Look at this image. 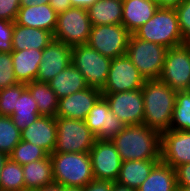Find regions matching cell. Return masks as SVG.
<instances>
[{
	"label": "cell",
	"mask_w": 190,
	"mask_h": 191,
	"mask_svg": "<svg viewBox=\"0 0 190 191\" xmlns=\"http://www.w3.org/2000/svg\"><path fill=\"white\" fill-rule=\"evenodd\" d=\"M111 141L122 161L161 159V133L144 124L126 126Z\"/></svg>",
	"instance_id": "1"
},
{
	"label": "cell",
	"mask_w": 190,
	"mask_h": 191,
	"mask_svg": "<svg viewBox=\"0 0 190 191\" xmlns=\"http://www.w3.org/2000/svg\"><path fill=\"white\" fill-rule=\"evenodd\" d=\"M177 91L160 79L145 80L142 87L144 122L148 128L163 133L170 129Z\"/></svg>",
	"instance_id": "2"
},
{
	"label": "cell",
	"mask_w": 190,
	"mask_h": 191,
	"mask_svg": "<svg viewBox=\"0 0 190 191\" xmlns=\"http://www.w3.org/2000/svg\"><path fill=\"white\" fill-rule=\"evenodd\" d=\"M133 34L168 49L184 44L174 7H159L154 16Z\"/></svg>",
	"instance_id": "3"
},
{
	"label": "cell",
	"mask_w": 190,
	"mask_h": 191,
	"mask_svg": "<svg viewBox=\"0 0 190 191\" xmlns=\"http://www.w3.org/2000/svg\"><path fill=\"white\" fill-rule=\"evenodd\" d=\"M54 183L84 187L94 178L89 153H51Z\"/></svg>",
	"instance_id": "4"
},
{
	"label": "cell",
	"mask_w": 190,
	"mask_h": 191,
	"mask_svg": "<svg viewBox=\"0 0 190 191\" xmlns=\"http://www.w3.org/2000/svg\"><path fill=\"white\" fill-rule=\"evenodd\" d=\"M168 48L131 34L126 55L146 79H159Z\"/></svg>",
	"instance_id": "5"
},
{
	"label": "cell",
	"mask_w": 190,
	"mask_h": 191,
	"mask_svg": "<svg viewBox=\"0 0 190 191\" xmlns=\"http://www.w3.org/2000/svg\"><path fill=\"white\" fill-rule=\"evenodd\" d=\"M57 135L53 153H89L96 140L84 120L56 117Z\"/></svg>",
	"instance_id": "6"
},
{
	"label": "cell",
	"mask_w": 190,
	"mask_h": 191,
	"mask_svg": "<svg viewBox=\"0 0 190 191\" xmlns=\"http://www.w3.org/2000/svg\"><path fill=\"white\" fill-rule=\"evenodd\" d=\"M71 63L82 73L89 87L102 90L106 84L112 59L88 44L71 48Z\"/></svg>",
	"instance_id": "7"
},
{
	"label": "cell",
	"mask_w": 190,
	"mask_h": 191,
	"mask_svg": "<svg viewBox=\"0 0 190 191\" xmlns=\"http://www.w3.org/2000/svg\"><path fill=\"white\" fill-rule=\"evenodd\" d=\"M92 29V23L87 10L71 7L58 14L53 33L55 40L71 47L87 44Z\"/></svg>",
	"instance_id": "8"
},
{
	"label": "cell",
	"mask_w": 190,
	"mask_h": 191,
	"mask_svg": "<svg viewBox=\"0 0 190 191\" xmlns=\"http://www.w3.org/2000/svg\"><path fill=\"white\" fill-rule=\"evenodd\" d=\"M131 33L122 25L92 26L87 44L100 54L115 59L126 54Z\"/></svg>",
	"instance_id": "9"
},
{
	"label": "cell",
	"mask_w": 190,
	"mask_h": 191,
	"mask_svg": "<svg viewBox=\"0 0 190 191\" xmlns=\"http://www.w3.org/2000/svg\"><path fill=\"white\" fill-rule=\"evenodd\" d=\"M159 79L175 91L190 90L189 44H182L167 50Z\"/></svg>",
	"instance_id": "10"
},
{
	"label": "cell",
	"mask_w": 190,
	"mask_h": 191,
	"mask_svg": "<svg viewBox=\"0 0 190 191\" xmlns=\"http://www.w3.org/2000/svg\"><path fill=\"white\" fill-rule=\"evenodd\" d=\"M145 78L125 54L112 59L102 93H119L142 89Z\"/></svg>",
	"instance_id": "11"
},
{
	"label": "cell",
	"mask_w": 190,
	"mask_h": 191,
	"mask_svg": "<svg viewBox=\"0 0 190 191\" xmlns=\"http://www.w3.org/2000/svg\"><path fill=\"white\" fill-rule=\"evenodd\" d=\"M109 104L110 110L120 121L129 125H141L144 122V99L142 89L102 93Z\"/></svg>",
	"instance_id": "12"
},
{
	"label": "cell",
	"mask_w": 190,
	"mask_h": 191,
	"mask_svg": "<svg viewBox=\"0 0 190 191\" xmlns=\"http://www.w3.org/2000/svg\"><path fill=\"white\" fill-rule=\"evenodd\" d=\"M89 154L94 178L116 182L122 159L112 141L96 139Z\"/></svg>",
	"instance_id": "13"
},
{
	"label": "cell",
	"mask_w": 190,
	"mask_h": 191,
	"mask_svg": "<svg viewBox=\"0 0 190 191\" xmlns=\"http://www.w3.org/2000/svg\"><path fill=\"white\" fill-rule=\"evenodd\" d=\"M84 121L95 138L101 140H112L127 126L113 114L103 96L91 108Z\"/></svg>",
	"instance_id": "14"
},
{
	"label": "cell",
	"mask_w": 190,
	"mask_h": 191,
	"mask_svg": "<svg viewBox=\"0 0 190 191\" xmlns=\"http://www.w3.org/2000/svg\"><path fill=\"white\" fill-rule=\"evenodd\" d=\"M71 46L53 39L42 50L41 63L35 81L48 83L59 72L71 64Z\"/></svg>",
	"instance_id": "15"
},
{
	"label": "cell",
	"mask_w": 190,
	"mask_h": 191,
	"mask_svg": "<svg viewBox=\"0 0 190 191\" xmlns=\"http://www.w3.org/2000/svg\"><path fill=\"white\" fill-rule=\"evenodd\" d=\"M172 168L190 163V131L166 130L161 133V159Z\"/></svg>",
	"instance_id": "16"
},
{
	"label": "cell",
	"mask_w": 190,
	"mask_h": 191,
	"mask_svg": "<svg viewBox=\"0 0 190 191\" xmlns=\"http://www.w3.org/2000/svg\"><path fill=\"white\" fill-rule=\"evenodd\" d=\"M101 90L87 87L59 99L56 117L85 120L95 103L102 97Z\"/></svg>",
	"instance_id": "17"
},
{
	"label": "cell",
	"mask_w": 190,
	"mask_h": 191,
	"mask_svg": "<svg viewBox=\"0 0 190 191\" xmlns=\"http://www.w3.org/2000/svg\"><path fill=\"white\" fill-rule=\"evenodd\" d=\"M57 135L56 117L39 116L21 131V140L43 148L49 155L54 152Z\"/></svg>",
	"instance_id": "18"
},
{
	"label": "cell",
	"mask_w": 190,
	"mask_h": 191,
	"mask_svg": "<svg viewBox=\"0 0 190 191\" xmlns=\"http://www.w3.org/2000/svg\"><path fill=\"white\" fill-rule=\"evenodd\" d=\"M122 25L133 34L147 23L160 7L155 0H123Z\"/></svg>",
	"instance_id": "19"
},
{
	"label": "cell",
	"mask_w": 190,
	"mask_h": 191,
	"mask_svg": "<svg viewBox=\"0 0 190 191\" xmlns=\"http://www.w3.org/2000/svg\"><path fill=\"white\" fill-rule=\"evenodd\" d=\"M58 14L49 4L20 7L16 23L54 33Z\"/></svg>",
	"instance_id": "20"
},
{
	"label": "cell",
	"mask_w": 190,
	"mask_h": 191,
	"mask_svg": "<svg viewBox=\"0 0 190 191\" xmlns=\"http://www.w3.org/2000/svg\"><path fill=\"white\" fill-rule=\"evenodd\" d=\"M14 75L18 83L28 84L36 80L42 58V50H13L11 53Z\"/></svg>",
	"instance_id": "21"
},
{
	"label": "cell",
	"mask_w": 190,
	"mask_h": 191,
	"mask_svg": "<svg viewBox=\"0 0 190 191\" xmlns=\"http://www.w3.org/2000/svg\"><path fill=\"white\" fill-rule=\"evenodd\" d=\"M54 39L47 30L21 26L13 22L12 45L13 50H43Z\"/></svg>",
	"instance_id": "22"
},
{
	"label": "cell",
	"mask_w": 190,
	"mask_h": 191,
	"mask_svg": "<svg viewBox=\"0 0 190 191\" xmlns=\"http://www.w3.org/2000/svg\"><path fill=\"white\" fill-rule=\"evenodd\" d=\"M58 99L88 87L82 73L71 63L48 82Z\"/></svg>",
	"instance_id": "23"
},
{
	"label": "cell",
	"mask_w": 190,
	"mask_h": 191,
	"mask_svg": "<svg viewBox=\"0 0 190 191\" xmlns=\"http://www.w3.org/2000/svg\"><path fill=\"white\" fill-rule=\"evenodd\" d=\"M160 160H130L122 161L117 183L129 188L138 189L147 179L153 167Z\"/></svg>",
	"instance_id": "24"
},
{
	"label": "cell",
	"mask_w": 190,
	"mask_h": 191,
	"mask_svg": "<svg viewBox=\"0 0 190 191\" xmlns=\"http://www.w3.org/2000/svg\"><path fill=\"white\" fill-rule=\"evenodd\" d=\"M25 191H34L54 183L50 155L44 159L22 165Z\"/></svg>",
	"instance_id": "25"
},
{
	"label": "cell",
	"mask_w": 190,
	"mask_h": 191,
	"mask_svg": "<svg viewBox=\"0 0 190 191\" xmlns=\"http://www.w3.org/2000/svg\"><path fill=\"white\" fill-rule=\"evenodd\" d=\"M137 191H178L175 169L160 160Z\"/></svg>",
	"instance_id": "26"
},
{
	"label": "cell",
	"mask_w": 190,
	"mask_h": 191,
	"mask_svg": "<svg viewBox=\"0 0 190 191\" xmlns=\"http://www.w3.org/2000/svg\"><path fill=\"white\" fill-rule=\"evenodd\" d=\"M92 26L121 24L122 0H98L87 9Z\"/></svg>",
	"instance_id": "27"
},
{
	"label": "cell",
	"mask_w": 190,
	"mask_h": 191,
	"mask_svg": "<svg viewBox=\"0 0 190 191\" xmlns=\"http://www.w3.org/2000/svg\"><path fill=\"white\" fill-rule=\"evenodd\" d=\"M26 88L36 101L40 116L56 117L59 99L48 83L33 81Z\"/></svg>",
	"instance_id": "28"
},
{
	"label": "cell",
	"mask_w": 190,
	"mask_h": 191,
	"mask_svg": "<svg viewBox=\"0 0 190 191\" xmlns=\"http://www.w3.org/2000/svg\"><path fill=\"white\" fill-rule=\"evenodd\" d=\"M40 116L37 103L26 88L17 99L11 118L20 131L30 126Z\"/></svg>",
	"instance_id": "29"
},
{
	"label": "cell",
	"mask_w": 190,
	"mask_h": 191,
	"mask_svg": "<svg viewBox=\"0 0 190 191\" xmlns=\"http://www.w3.org/2000/svg\"><path fill=\"white\" fill-rule=\"evenodd\" d=\"M0 191H25L22 165L9 157L1 170Z\"/></svg>",
	"instance_id": "30"
},
{
	"label": "cell",
	"mask_w": 190,
	"mask_h": 191,
	"mask_svg": "<svg viewBox=\"0 0 190 191\" xmlns=\"http://www.w3.org/2000/svg\"><path fill=\"white\" fill-rule=\"evenodd\" d=\"M169 130L190 131V90L177 91Z\"/></svg>",
	"instance_id": "31"
},
{
	"label": "cell",
	"mask_w": 190,
	"mask_h": 191,
	"mask_svg": "<svg viewBox=\"0 0 190 191\" xmlns=\"http://www.w3.org/2000/svg\"><path fill=\"white\" fill-rule=\"evenodd\" d=\"M20 141L21 131L11 116H0V152L9 156Z\"/></svg>",
	"instance_id": "32"
},
{
	"label": "cell",
	"mask_w": 190,
	"mask_h": 191,
	"mask_svg": "<svg viewBox=\"0 0 190 191\" xmlns=\"http://www.w3.org/2000/svg\"><path fill=\"white\" fill-rule=\"evenodd\" d=\"M49 154L41 147L27 141L21 140L9 155L13 161L20 165H26L30 162L37 161L48 157Z\"/></svg>",
	"instance_id": "33"
},
{
	"label": "cell",
	"mask_w": 190,
	"mask_h": 191,
	"mask_svg": "<svg viewBox=\"0 0 190 191\" xmlns=\"http://www.w3.org/2000/svg\"><path fill=\"white\" fill-rule=\"evenodd\" d=\"M26 89V84L18 83L0 90V116H12L17 99Z\"/></svg>",
	"instance_id": "34"
},
{
	"label": "cell",
	"mask_w": 190,
	"mask_h": 191,
	"mask_svg": "<svg viewBox=\"0 0 190 191\" xmlns=\"http://www.w3.org/2000/svg\"><path fill=\"white\" fill-rule=\"evenodd\" d=\"M16 84L11 53L0 52V90Z\"/></svg>",
	"instance_id": "35"
},
{
	"label": "cell",
	"mask_w": 190,
	"mask_h": 191,
	"mask_svg": "<svg viewBox=\"0 0 190 191\" xmlns=\"http://www.w3.org/2000/svg\"><path fill=\"white\" fill-rule=\"evenodd\" d=\"M179 27L183 35V43L190 45V0H183L175 6Z\"/></svg>",
	"instance_id": "36"
},
{
	"label": "cell",
	"mask_w": 190,
	"mask_h": 191,
	"mask_svg": "<svg viewBox=\"0 0 190 191\" xmlns=\"http://www.w3.org/2000/svg\"><path fill=\"white\" fill-rule=\"evenodd\" d=\"M13 22L0 19V52L12 53Z\"/></svg>",
	"instance_id": "37"
},
{
	"label": "cell",
	"mask_w": 190,
	"mask_h": 191,
	"mask_svg": "<svg viewBox=\"0 0 190 191\" xmlns=\"http://www.w3.org/2000/svg\"><path fill=\"white\" fill-rule=\"evenodd\" d=\"M20 9V0H0V19L15 22Z\"/></svg>",
	"instance_id": "38"
},
{
	"label": "cell",
	"mask_w": 190,
	"mask_h": 191,
	"mask_svg": "<svg viewBox=\"0 0 190 191\" xmlns=\"http://www.w3.org/2000/svg\"><path fill=\"white\" fill-rule=\"evenodd\" d=\"M175 171L177 186H190V163L177 166Z\"/></svg>",
	"instance_id": "39"
},
{
	"label": "cell",
	"mask_w": 190,
	"mask_h": 191,
	"mask_svg": "<svg viewBox=\"0 0 190 191\" xmlns=\"http://www.w3.org/2000/svg\"><path fill=\"white\" fill-rule=\"evenodd\" d=\"M113 182L93 179L83 187V191H112Z\"/></svg>",
	"instance_id": "40"
},
{
	"label": "cell",
	"mask_w": 190,
	"mask_h": 191,
	"mask_svg": "<svg viewBox=\"0 0 190 191\" xmlns=\"http://www.w3.org/2000/svg\"><path fill=\"white\" fill-rule=\"evenodd\" d=\"M49 5L57 14L72 7L70 0H49Z\"/></svg>",
	"instance_id": "41"
},
{
	"label": "cell",
	"mask_w": 190,
	"mask_h": 191,
	"mask_svg": "<svg viewBox=\"0 0 190 191\" xmlns=\"http://www.w3.org/2000/svg\"><path fill=\"white\" fill-rule=\"evenodd\" d=\"M98 0H70L72 7L88 9Z\"/></svg>",
	"instance_id": "42"
},
{
	"label": "cell",
	"mask_w": 190,
	"mask_h": 191,
	"mask_svg": "<svg viewBox=\"0 0 190 191\" xmlns=\"http://www.w3.org/2000/svg\"><path fill=\"white\" fill-rule=\"evenodd\" d=\"M49 4V0H20V7Z\"/></svg>",
	"instance_id": "43"
},
{
	"label": "cell",
	"mask_w": 190,
	"mask_h": 191,
	"mask_svg": "<svg viewBox=\"0 0 190 191\" xmlns=\"http://www.w3.org/2000/svg\"><path fill=\"white\" fill-rule=\"evenodd\" d=\"M160 7H175L179 5L183 0H155Z\"/></svg>",
	"instance_id": "44"
},
{
	"label": "cell",
	"mask_w": 190,
	"mask_h": 191,
	"mask_svg": "<svg viewBox=\"0 0 190 191\" xmlns=\"http://www.w3.org/2000/svg\"><path fill=\"white\" fill-rule=\"evenodd\" d=\"M34 191H62V186L57 183H52Z\"/></svg>",
	"instance_id": "45"
},
{
	"label": "cell",
	"mask_w": 190,
	"mask_h": 191,
	"mask_svg": "<svg viewBox=\"0 0 190 191\" xmlns=\"http://www.w3.org/2000/svg\"><path fill=\"white\" fill-rule=\"evenodd\" d=\"M112 191H137V190L121 185L117 182H113Z\"/></svg>",
	"instance_id": "46"
},
{
	"label": "cell",
	"mask_w": 190,
	"mask_h": 191,
	"mask_svg": "<svg viewBox=\"0 0 190 191\" xmlns=\"http://www.w3.org/2000/svg\"><path fill=\"white\" fill-rule=\"evenodd\" d=\"M62 191H83V187L66 185V186H62Z\"/></svg>",
	"instance_id": "47"
},
{
	"label": "cell",
	"mask_w": 190,
	"mask_h": 191,
	"mask_svg": "<svg viewBox=\"0 0 190 191\" xmlns=\"http://www.w3.org/2000/svg\"><path fill=\"white\" fill-rule=\"evenodd\" d=\"M8 157L9 156L7 154L0 152V174H1V170L3 168V165L6 162V160L8 159Z\"/></svg>",
	"instance_id": "48"
},
{
	"label": "cell",
	"mask_w": 190,
	"mask_h": 191,
	"mask_svg": "<svg viewBox=\"0 0 190 191\" xmlns=\"http://www.w3.org/2000/svg\"><path fill=\"white\" fill-rule=\"evenodd\" d=\"M178 191H190V186H177Z\"/></svg>",
	"instance_id": "49"
}]
</instances>
